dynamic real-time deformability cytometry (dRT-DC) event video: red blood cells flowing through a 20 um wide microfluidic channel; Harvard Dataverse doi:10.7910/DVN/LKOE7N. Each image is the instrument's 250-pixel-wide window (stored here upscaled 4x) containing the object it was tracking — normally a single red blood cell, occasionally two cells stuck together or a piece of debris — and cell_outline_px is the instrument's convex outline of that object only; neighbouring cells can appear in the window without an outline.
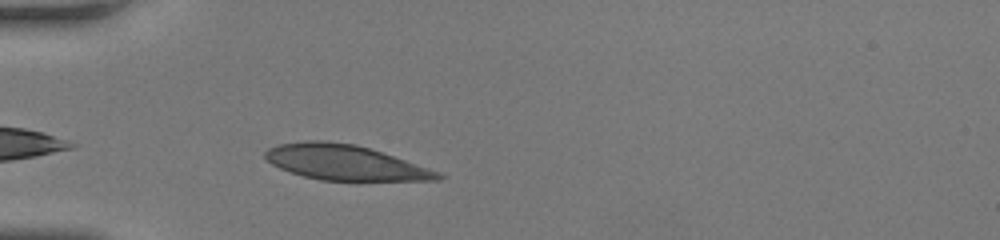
{"species": "human", "species_latin": "Homo sapiens", "temperature_condition": "room temperature", "stored_images_in_passage": 31, "camera_frame_rate_fps": 3000, "um_per_image_px": 0.085, "donor": {"sex": "female"}, "frame": {"image": 1, "passage_image": 3, "time_ms": 0.667, "image_size_px": [1000, 240], "cell_outline_px": [[448, 176], [440, 180], [320, 180], [304, 176], [280, 168], [272, 164], [264, 156], [264, 152], [268, 148], [276, 144], [304, 140], [320, 140], [356, 144], [440, 172]], "centroid_in_image_um": [29.29, 13.8], "position_along_channel_um": 55.7, "area_um2": 35.03}}
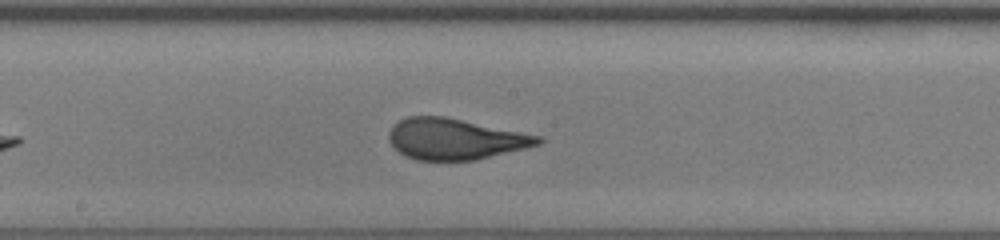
{"frame": {"image": 2, "passage_image": 15, "time_ms": 4.667, "image_size_px": [1000, 240], "cell_outline_px": [[544, 140], [540, 144], [476, 160], [416, 160], [404, 156], [388, 140], [388, 132], [392, 124], [408, 116], [444, 116], [540, 136]], "centroid_in_image_um": [38.64, 11.81], "position_along_channel_um": 209.6, "area_um2": 35.43}}
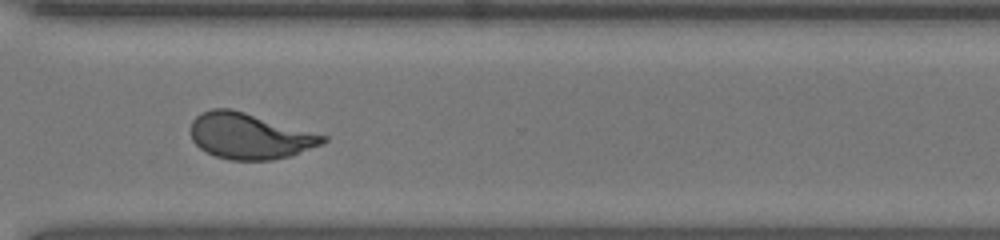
{"frame": {"image": 3, "passage_image": 25, "time_ms": 8.0, "image_size_px": [1000, 240], "cell_outline_px": [[328, 140], [324, 144], [292, 156], [272, 160], [228, 160], [216, 156], [200, 148], [192, 140], [192, 120], [200, 112], [212, 108], [232, 108], [328, 136]], "centroid_in_image_um": [21.25, 11.56], "position_along_channel_um": 349.3, "area_um2": 35.6}, "authors_computed_cell_mechanics": {"area_um2": 35.547, "velocity_mm_per_s": 4.1918, "shape_relaxation_time_tau1_ms": 5.3967, "shape_relaxation_time_tau2_ms": null, "deformation_change_tau1": 0.209, "deformation_change_tau2": null}}